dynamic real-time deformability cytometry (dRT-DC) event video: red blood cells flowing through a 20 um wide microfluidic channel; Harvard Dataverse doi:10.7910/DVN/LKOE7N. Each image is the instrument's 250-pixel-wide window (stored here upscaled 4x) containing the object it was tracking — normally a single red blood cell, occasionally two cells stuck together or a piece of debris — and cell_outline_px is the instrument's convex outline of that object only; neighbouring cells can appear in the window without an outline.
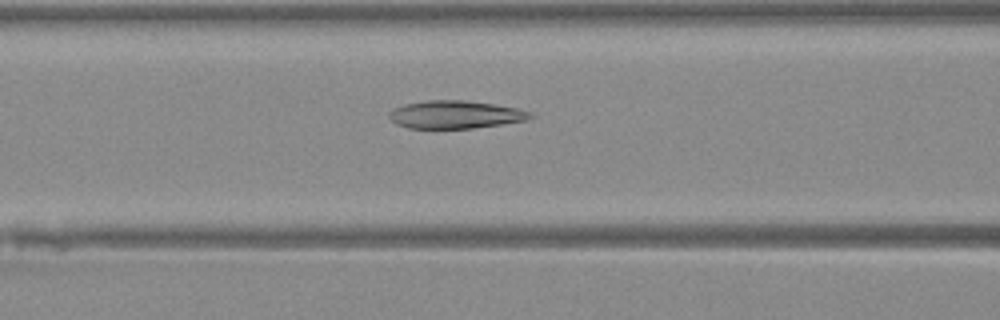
{"species": "Egyptian fruit bat (a non-hibernating species)", "species_latin": "Rousettus aegyptiacus", "temperature_condition": "warm", "stored_images_in_passage": 33, "camera_frame_rate_fps": 3000, "um_per_image_px": 0.085, "animal": {"sex": "female"}, "frame": {"image": 1, "passage_image": 10, "time_ms": 3.0, "image_size_px": [1000, 320], "cell_outline_px": [[536, 116], [528, 120], [472, 128], [408, 128], [396, 124], [388, 120], [388, 112], [392, 108], [404, 104], [424, 100], [464, 100], [496, 104], [516, 108], [532, 112]], "centroid_in_image_um": [38.67, 9.73], "position_along_channel_um": 127.9, "area_um2": 23.24}}
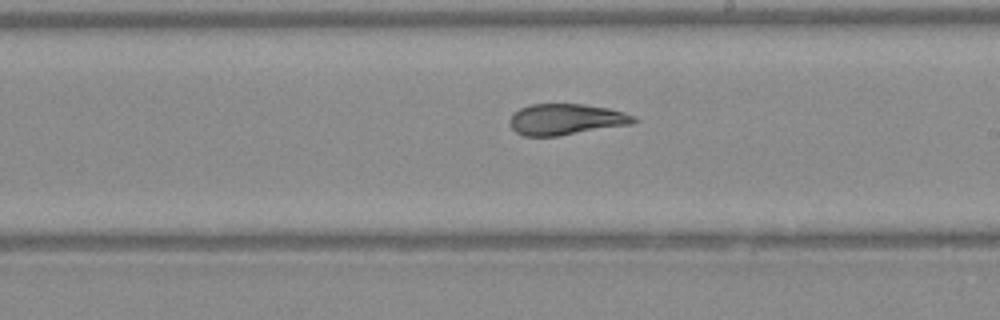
{"frame": {"image": 2, "passage_image": 18, "time_ms": 5.667, "image_size_px": [1000, 320], "cell_outline_px": [[636, 120], [632, 124], [556, 136], [524, 136], [516, 132], [512, 128], [508, 120], [512, 112], [520, 108], [532, 104], [584, 104], [608, 108], [624, 112], [632, 116]], "centroid_in_image_um": [48.05, 10.14], "position_along_channel_um": 241.0, "area_um2": 22.37}}
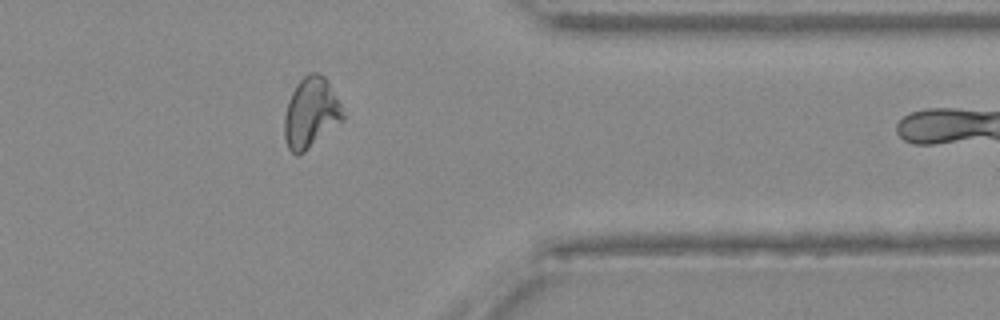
{"frame": {"image": 3, "passage_image": 29, "time_ms": 9.333, "image_size_px": [1000, 320], "cell_outline_px": [[344, 120], [300, 156], [296, 156], [288, 148], [284, 136], [284, 116], [288, 100], [296, 84], [308, 72], [316, 72], [324, 76], [328, 80], [340, 104], [344, 116]], "centroid_in_image_um": [26.41, 9.61], "position_along_channel_um": 385.0, "area_um2": 24.22}}